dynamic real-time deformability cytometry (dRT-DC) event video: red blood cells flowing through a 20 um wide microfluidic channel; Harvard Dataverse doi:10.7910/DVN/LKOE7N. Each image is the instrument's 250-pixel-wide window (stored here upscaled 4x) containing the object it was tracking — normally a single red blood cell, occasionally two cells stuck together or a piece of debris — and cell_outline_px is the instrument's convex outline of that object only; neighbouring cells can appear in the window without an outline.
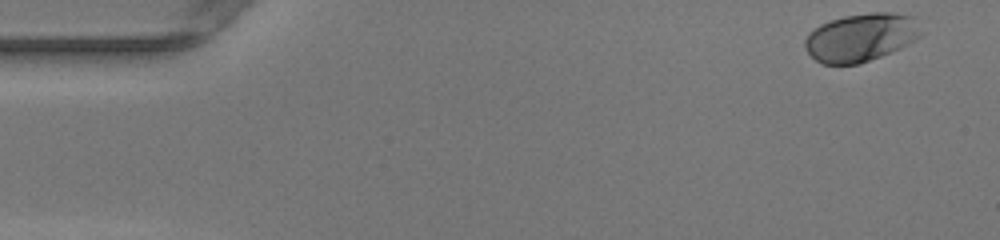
{"species": "human", "species_latin": "Homo sapiens", "temperature_condition": "warm", "stored_images_in_passage": 48, "camera_frame_rate_fps": 3000, "um_per_image_px": 0.085, "donor": {"sex": "female"}, "frame": {"image": 1, "passage_image": 1, "time_ms": 0.0, "image_size_px": [1000, 240], "cell_outline_px": [[924, 32], [908, 44], [900, 48], [860, 64], [820, 64], [804, 48], [804, 40], [808, 32], [820, 24], [844, 16], [872, 12], [892, 12], [912, 16]], "centroid_in_image_um": [73.15, 3.17], "position_along_channel_um": 11.8, "area_um2": 32.6}}
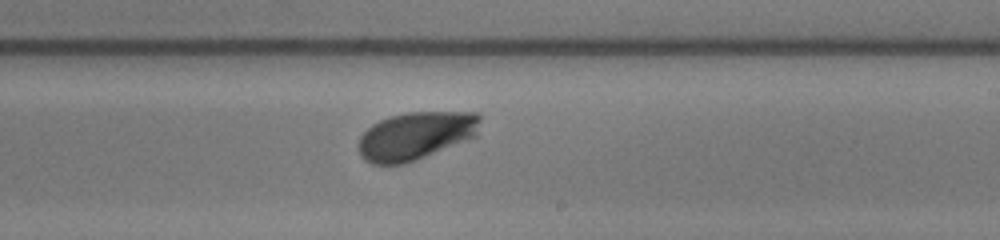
{"frame": {"image": 2, "passage_image": 28, "time_ms": 9.0, "image_size_px": [1000, 240], "cell_outline_px": [[480, 120], [476, 136], [416, 160], [404, 164], [372, 164], [364, 160], [360, 156], [356, 144], [360, 136], [372, 124], [380, 120], [392, 116], [408, 112], [480, 112]], "centroid_in_image_um": [35.3, 11.54], "position_along_channel_um": 253.7, "area_um2": 34.04}}
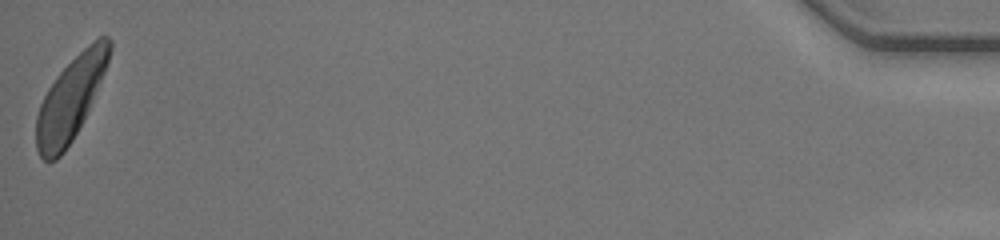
{"frame": {"image": 3, "passage_image": 48, "time_ms": 15.667, "image_size_px": [1000, 240], "cell_outline_px": [[112, 48], [104, 72], [88, 108], [72, 140], [64, 152], [56, 160], [44, 160], [40, 156], [36, 148], [36, 116], [40, 104], [48, 88], [56, 76], [88, 44], [100, 36], [108, 36], [112, 40]], "centroid_in_image_um": [5.97, 8.39], "position_along_channel_um": 429.2, "area_um2": 34.51}, "authors_computed_cell_mechanics": {"area_um2": 33.2928, "velocity_mm_per_s": 4.167, "shape_relaxation_time_tau1_ms": 1.5823, "shape_relaxation_time_tau2_ms": null, "deformation_change_tau1": 0.1294, "deformation_change_tau2": null}}